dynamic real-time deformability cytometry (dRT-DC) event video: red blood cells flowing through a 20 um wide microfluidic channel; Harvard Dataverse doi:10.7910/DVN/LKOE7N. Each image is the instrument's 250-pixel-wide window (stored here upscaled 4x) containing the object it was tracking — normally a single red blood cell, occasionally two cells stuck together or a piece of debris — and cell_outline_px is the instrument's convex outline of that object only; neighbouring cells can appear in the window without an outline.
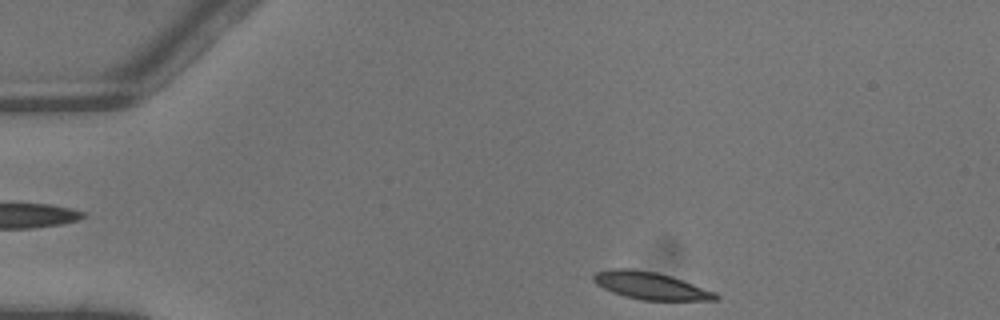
{"species": "common noctule bat (a hibernating species)", "species_latin": "Nyctalus noctula", "temperature_condition": "warm", "stored_images_in_passage": 4, "segment_of_instrument_passage": [2, 2], "camera_frame_rate_fps": 3000, "um_per_image_px": 0.085, "animal": {"sex": "male", "body_mass_g": 13.3}, "frame": {"image": 1, "passage_image": 4, "time_ms": 1.0, "image_size_px": [1000, 320], "cell_outline_px": [[720, 296], [716, 300], [640, 300], [624, 296], [604, 288], [596, 284], [592, 276], [596, 272], [612, 268], [632, 268], [656, 272], [672, 276], [716, 292]], "centroid_in_image_um": [55.31, 24.27], "position_along_channel_um": 29.7, "area_um2": 19.48}}